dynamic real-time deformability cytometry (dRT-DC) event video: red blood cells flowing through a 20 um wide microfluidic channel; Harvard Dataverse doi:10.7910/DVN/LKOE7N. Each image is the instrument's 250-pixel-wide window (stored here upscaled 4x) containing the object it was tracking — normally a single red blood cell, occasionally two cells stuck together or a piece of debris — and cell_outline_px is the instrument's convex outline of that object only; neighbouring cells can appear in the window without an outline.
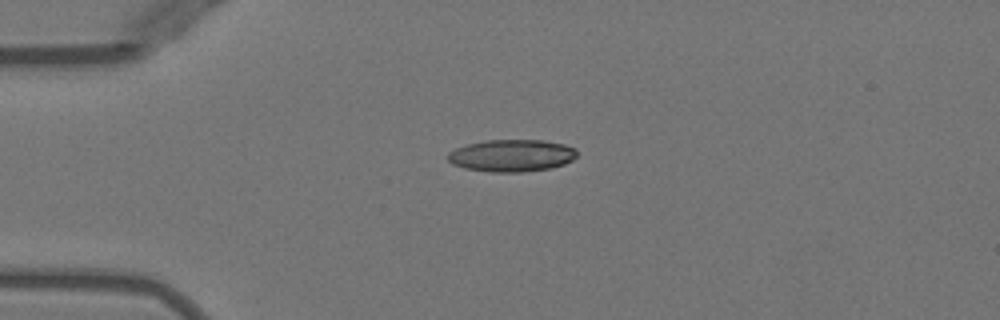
{"species": "Egyptian fruit bat (a non-hibernating species)", "species_latin": "Rousettus aegyptiacus", "temperature_condition": "warm", "stored_images_in_passage": 35, "camera_frame_rate_fps": 3000, "um_per_image_px": 0.085, "animal": {"sex": "female"}, "frame": {"image": 1, "passage_image": 1, "time_ms": 0.0, "image_size_px": [1000, 320], "cell_outline_px": [[576, 156], [572, 160], [564, 164], [552, 168], [520, 172], [492, 172], [464, 168], [452, 164], [448, 160], [448, 152], [456, 148], [468, 144], [484, 140], [544, 140], [564, 144], [576, 148]], "centroid_in_image_um": [43.5, 13.22], "position_along_channel_um": 41.5, "area_um2": 24.28}}
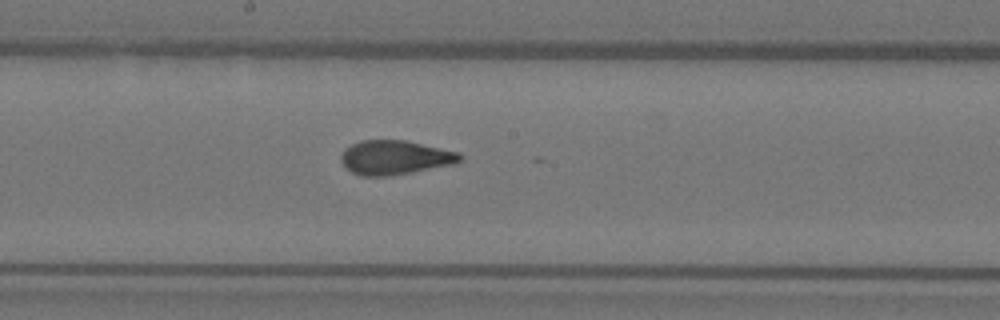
{"frame": {"image": 2, "passage_image": 16, "time_ms": 5.0, "image_size_px": [1000, 320], "cell_outline_px": [[464, 156], [456, 164], [412, 172], [388, 176], [360, 176], [352, 172], [340, 160], [340, 156], [344, 148], [360, 140], [404, 140], [460, 152]], "centroid_in_image_um": [33.58, 13.38], "position_along_channel_um": 214.6, "area_um2": 23.81}}
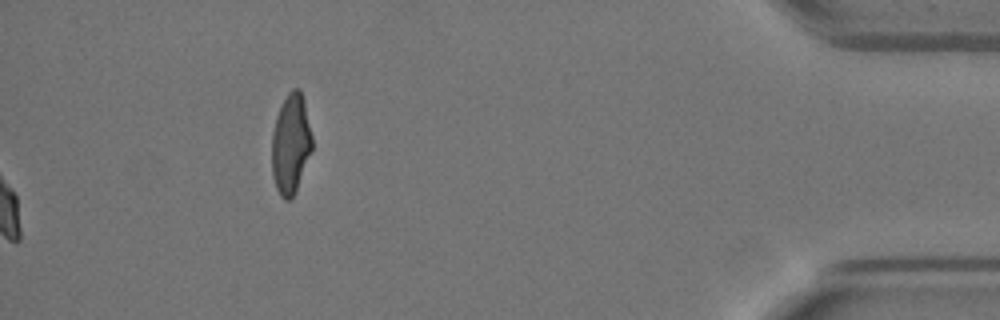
{"frame": {"image": 3, "passage_image": 35, "time_ms": 11.333, "image_size_px": [1000, 320], "cell_outline_px": [[312, 148], [296, 192], [288, 200], [284, 200], [280, 196], [276, 188], [272, 176], [272, 132], [276, 116], [288, 92], [292, 88], [300, 88], [304, 100], [312, 136]], "centroid_in_image_um": [24.71, 12.24], "position_along_channel_um": 410.5, "area_um2": 23.47}, "authors_computed_cell_mechanics": {"area_um2": 23.9292, "velocity_mm_per_s": 3.9905, "shape_relaxation_time_tau1_ms": 7.9673, "shape_relaxation_time_tau2_ms": 1.2193, "deformation_change_tau1": 0.2386, "deformation_change_tau2": 0.0909}}